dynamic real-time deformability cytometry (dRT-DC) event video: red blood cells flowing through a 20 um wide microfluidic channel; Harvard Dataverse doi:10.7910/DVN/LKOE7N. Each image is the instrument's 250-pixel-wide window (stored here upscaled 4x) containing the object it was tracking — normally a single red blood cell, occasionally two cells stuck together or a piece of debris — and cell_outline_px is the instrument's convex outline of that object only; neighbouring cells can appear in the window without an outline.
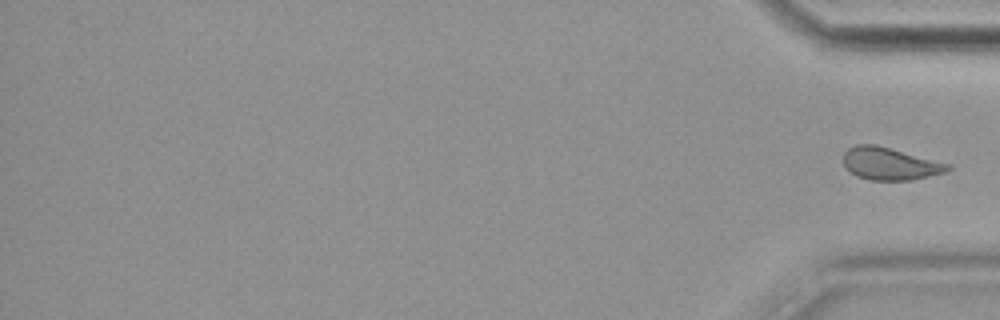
{"species": "common noctule bat (a hibernating species)", "species_latin": "Nyctalus noctula", "temperature_condition": "cold", "stored_images_in_passage": 14, "camera_frame_rate_fps": 3000, "um_per_image_px": 0.085, "animal": {"sex": "female", "body_mass_g": 19.9}, "frame": {"image": 1, "passage_image": 14, "time_ms": 4.333, "image_size_px": [1000, 320], "cell_outline_px": [[952, 168], [944, 172], [912, 180], [868, 180], [856, 176], [848, 172], [844, 168], [844, 152], [848, 148], [856, 144], [876, 144], [952, 164]], "centroid_in_image_um": [75.62, 13.91], "position_along_channel_um": 359.6, "area_um2": 20.0}}